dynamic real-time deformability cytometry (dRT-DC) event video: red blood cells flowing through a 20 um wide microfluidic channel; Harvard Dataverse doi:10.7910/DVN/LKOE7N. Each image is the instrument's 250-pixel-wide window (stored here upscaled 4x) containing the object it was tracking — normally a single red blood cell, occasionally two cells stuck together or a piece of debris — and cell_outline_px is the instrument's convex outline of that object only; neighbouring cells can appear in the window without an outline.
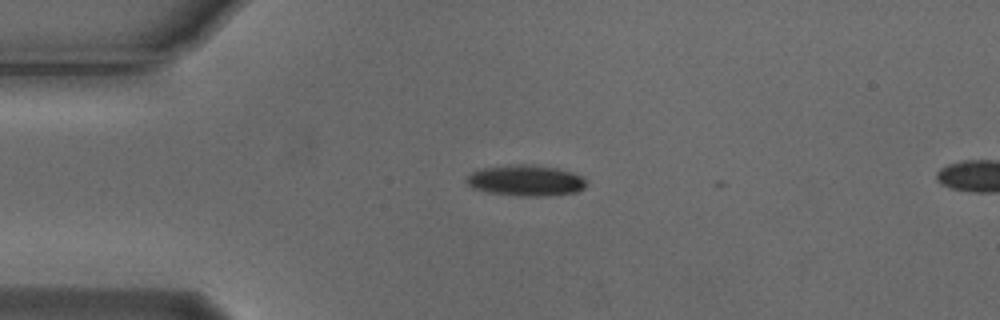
{"species": "Egyptian fruit bat (a non-hibernating species)", "species_latin": "Rousettus aegyptiacus", "temperature_condition": "cold", "stored_images_in_passage": 4, "camera_frame_rate_fps": 3000, "um_per_image_px": 0.085, "animal": {"sex": "male"}, "frame": {"image": 1, "passage_image": 1, "time_ms": 0.0, "image_size_px": [1000, 320], "cell_outline_px": [[588, 184], [584, 188], [576, 192], [548, 196], [520, 196], [488, 192], [472, 188], [464, 180], [472, 172], [480, 168], [508, 164], [532, 164], [556, 168], [572, 172], [584, 176], [588, 180]], "centroid_in_image_um": [44.72, 15.33], "position_along_channel_um": 40.3, "area_um2": 22.02}}